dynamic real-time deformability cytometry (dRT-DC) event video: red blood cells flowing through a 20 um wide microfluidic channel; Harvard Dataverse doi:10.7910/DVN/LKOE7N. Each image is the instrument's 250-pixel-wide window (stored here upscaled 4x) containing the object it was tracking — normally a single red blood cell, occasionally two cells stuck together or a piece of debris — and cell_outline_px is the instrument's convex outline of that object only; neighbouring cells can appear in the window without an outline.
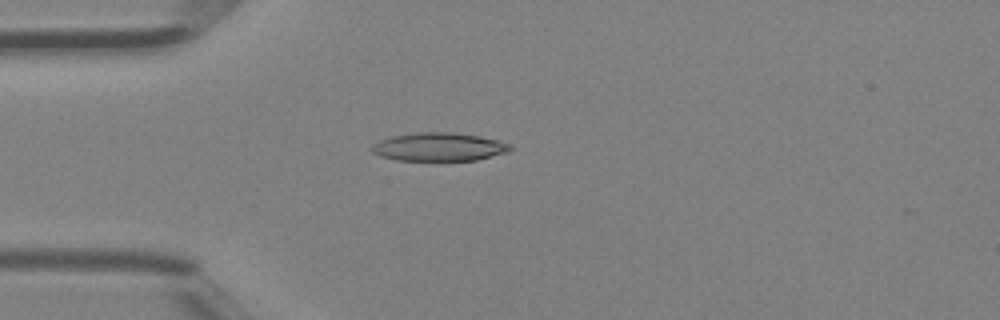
{"species": "Egyptian fruit bat (a non-hibernating species)", "species_latin": "Rousettus aegyptiacus", "temperature_condition": "room temperature", "stored_images_in_passage": 4, "camera_frame_rate_fps": 3000, "um_per_image_px": 0.085, "animal": {"sex": "female"}, "frame": {"image": 1, "passage_image": 4, "time_ms": 1.0, "image_size_px": [1000, 320], "cell_outline_px": [[512, 148], [508, 152], [476, 160], [396, 160], [380, 156], [372, 152], [372, 144], [380, 140], [392, 136], [416, 132], [452, 132], [480, 136], [496, 140], [508, 144]], "centroid_in_image_um": [37.28, 12.48], "position_along_channel_um": 47.7, "area_um2": 22.72}}